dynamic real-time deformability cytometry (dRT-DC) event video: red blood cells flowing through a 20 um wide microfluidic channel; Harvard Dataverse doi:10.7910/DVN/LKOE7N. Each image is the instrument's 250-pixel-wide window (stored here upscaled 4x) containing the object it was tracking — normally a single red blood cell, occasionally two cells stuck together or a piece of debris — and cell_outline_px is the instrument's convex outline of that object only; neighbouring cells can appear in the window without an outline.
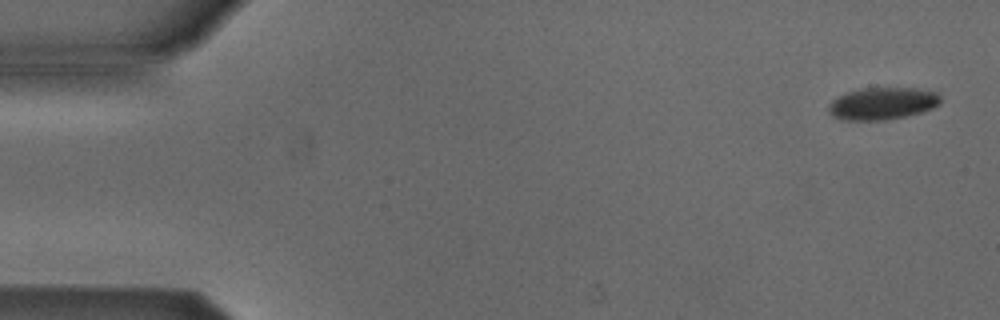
{"species": "Egyptian fruit bat (a non-hibernating species)", "species_latin": "Rousettus aegyptiacus", "temperature_condition": "cold", "stored_images_in_passage": 4, "camera_frame_rate_fps": 3000, "um_per_image_px": 0.085, "animal": {"sex": "male"}, "frame": {"image": 1, "passage_image": 1, "time_ms": 0.0, "image_size_px": [1000, 320], "cell_outline_px": [[940, 104], [932, 108], [920, 112], [904, 116], [884, 120], [840, 120], [832, 116], [828, 112], [828, 104], [832, 100], [848, 92], [860, 88], [916, 88], [936, 92], [940, 96]], "centroid_in_image_um": [74.97, 8.8], "position_along_channel_um": 10.0, "area_um2": 20.98}}
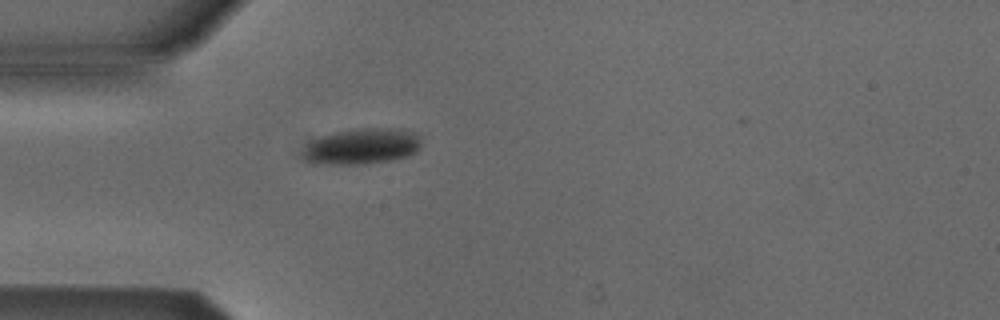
{"frame": {"image": 2, "passage_image": 4, "time_ms": 4.333, "image_size_px": [1000, 320], "cell_outline_px": [[420, 148], [416, 152], [408, 156], [392, 160], [364, 164], [312, 164], [304, 160], [304, 152], [308, 144], [312, 140], [320, 136], [352, 128], [400, 128], [412, 132], [420, 136]], "centroid_in_image_um": [30.78, 12.44], "position_along_channel_um": 54.2, "area_um2": 24.97}}